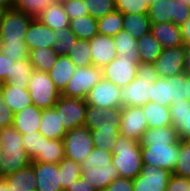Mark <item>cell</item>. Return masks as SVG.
<instances>
[{
    "instance_id": "5bb4252c",
    "label": "cell",
    "mask_w": 190,
    "mask_h": 191,
    "mask_svg": "<svg viewBox=\"0 0 190 191\" xmlns=\"http://www.w3.org/2000/svg\"><path fill=\"white\" fill-rule=\"evenodd\" d=\"M86 103L103 110L122 108L120 88L111 81L102 78L88 93Z\"/></svg>"
},
{
    "instance_id": "ac0fdd59",
    "label": "cell",
    "mask_w": 190,
    "mask_h": 191,
    "mask_svg": "<svg viewBox=\"0 0 190 191\" xmlns=\"http://www.w3.org/2000/svg\"><path fill=\"white\" fill-rule=\"evenodd\" d=\"M36 178V191H63L59 165L53 163L32 162Z\"/></svg>"
},
{
    "instance_id": "5b68a950",
    "label": "cell",
    "mask_w": 190,
    "mask_h": 191,
    "mask_svg": "<svg viewBox=\"0 0 190 191\" xmlns=\"http://www.w3.org/2000/svg\"><path fill=\"white\" fill-rule=\"evenodd\" d=\"M141 146L136 140L120 135L112 150V164L119 177L135 179L143 168Z\"/></svg>"
},
{
    "instance_id": "94428289",
    "label": "cell",
    "mask_w": 190,
    "mask_h": 191,
    "mask_svg": "<svg viewBox=\"0 0 190 191\" xmlns=\"http://www.w3.org/2000/svg\"><path fill=\"white\" fill-rule=\"evenodd\" d=\"M12 0H0V9L6 10L11 8Z\"/></svg>"
},
{
    "instance_id": "03108f58",
    "label": "cell",
    "mask_w": 190,
    "mask_h": 191,
    "mask_svg": "<svg viewBox=\"0 0 190 191\" xmlns=\"http://www.w3.org/2000/svg\"><path fill=\"white\" fill-rule=\"evenodd\" d=\"M154 1L156 0H146L148 6H150Z\"/></svg>"
},
{
    "instance_id": "f5cc1de1",
    "label": "cell",
    "mask_w": 190,
    "mask_h": 191,
    "mask_svg": "<svg viewBox=\"0 0 190 191\" xmlns=\"http://www.w3.org/2000/svg\"><path fill=\"white\" fill-rule=\"evenodd\" d=\"M102 191H133L132 179L118 177Z\"/></svg>"
},
{
    "instance_id": "3957f363",
    "label": "cell",
    "mask_w": 190,
    "mask_h": 191,
    "mask_svg": "<svg viewBox=\"0 0 190 191\" xmlns=\"http://www.w3.org/2000/svg\"><path fill=\"white\" fill-rule=\"evenodd\" d=\"M3 156L0 158V178L23 169L32 163L23 148L22 134L12 125L0 129Z\"/></svg>"
},
{
    "instance_id": "c3c4849f",
    "label": "cell",
    "mask_w": 190,
    "mask_h": 191,
    "mask_svg": "<svg viewBox=\"0 0 190 191\" xmlns=\"http://www.w3.org/2000/svg\"><path fill=\"white\" fill-rule=\"evenodd\" d=\"M148 7L146 0H115V9L123 14H145Z\"/></svg>"
},
{
    "instance_id": "9a60e30c",
    "label": "cell",
    "mask_w": 190,
    "mask_h": 191,
    "mask_svg": "<svg viewBox=\"0 0 190 191\" xmlns=\"http://www.w3.org/2000/svg\"><path fill=\"white\" fill-rule=\"evenodd\" d=\"M159 77L171 78L184 73L185 45L174 48H164L153 62Z\"/></svg>"
},
{
    "instance_id": "f35d334b",
    "label": "cell",
    "mask_w": 190,
    "mask_h": 191,
    "mask_svg": "<svg viewBox=\"0 0 190 191\" xmlns=\"http://www.w3.org/2000/svg\"><path fill=\"white\" fill-rule=\"evenodd\" d=\"M98 34L113 37L118 32L123 31V13L114 10L104 17L97 19Z\"/></svg>"
},
{
    "instance_id": "e575fe53",
    "label": "cell",
    "mask_w": 190,
    "mask_h": 191,
    "mask_svg": "<svg viewBox=\"0 0 190 191\" xmlns=\"http://www.w3.org/2000/svg\"><path fill=\"white\" fill-rule=\"evenodd\" d=\"M113 38L117 49V55L133 57L134 63L137 65L141 63L139 50L137 48L138 42L133 36L125 31H120L114 35Z\"/></svg>"
},
{
    "instance_id": "4fadbf2b",
    "label": "cell",
    "mask_w": 190,
    "mask_h": 191,
    "mask_svg": "<svg viewBox=\"0 0 190 191\" xmlns=\"http://www.w3.org/2000/svg\"><path fill=\"white\" fill-rule=\"evenodd\" d=\"M137 68L133 57L117 55L103 68V78L123 88L137 77Z\"/></svg>"
},
{
    "instance_id": "1f68e13d",
    "label": "cell",
    "mask_w": 190,
    "mask_h": 191,
    "mask_svg": "<svg viewBox=\"0 0 190 191\" xmlns=\"http://www.w3.org/2000/svg\"><path fill=\"white\" fill-rule=\"evenodd\" d=\"M33 70L29 58L16 61L12 64L10 77L5 83L11 86L28 87Z\"/></svg>"
},
{
    "instance_id": "7c38bea8",
    "label": "cell",
    "mask_w": 190,
    "mask_h": 191,
    "mask_svg": "<svg viewBox=\"0 0 190 191\" xmlns=\"http://www.w3.org/2000/svg\"><path fill=\"white\" fill-rule=\"evenodd\" d=\"M53 107L60 115L62 125L66 131L84 127L87 108L86 100L60 96Z\"/></svg>"
},
{
    "instance_id": "30bf717a",
    "label": "cell",
    "mask_w": 190,
    "mask_h": 191,
    "mask_svg": "<svg viewBox=\"0 0 190 191\" xmlns=\"http://www.w3.org/2000/svg\"><path fill=\"white\" fill-rule=\"evenodd\" d=\"M65 158L78 163L88 157L94 148L91 131L86 127L67 131L63 138Z\"/></svg>"
},
{
    "instance_id": "ab89813d",
    "label": "cell",
    "mask_w": 190,
    "mask_h": 191,
    "mask_svg": "<svg viewBox=\"0 0 190 191\" xmlns=\"http://www.w3.org/2000/svg\"><path fill=\"white\" fill-rule=\"evenodd\" d=\"M58 165L59 173L61 174L60 183L62 190L66 191L73 182L81 177V164L64 157Z\"/></svg>"
},
{
    "instance_id": "836d02e7",
    "label": "cell",
    "mask_w": 190,
    "mask_h": 191,
    "mask_svg": "<svg viewBox=\"0 0 190 191\" xmlns=\"http://www.w3.org/2000/svg\"><path fill=\"white\" fill-rule=\"evenodd\" d=\"M58 54L53 48H35L30 50L29 59L33 69L40 72L49 73L56 63Z\"/></svg>"
},
{
    "instance_id": "4316f807",
    "label": "cell",
    "mask_w": 190,
    "mask_h": 191,
    "mask_svg": "<svg viewBox=\"0 0 190 191\" xmlns=\"http://www.w3.org/2000/svg\"><path fill=\"white\" fill-rule=\"evenodd\" d=\"M11 191H36L35 172L31 165L2 178Z\"/></svg>"
},
{
    "instance_id": "6da1fadb",
    "label": "cell",
    "mask_w": 190,
    "mask_h": 191,
    "mask_svg": "<svg viewBox=\"0 0 190 191\" xmlns=\"http://www.w3.org/2000/svg\"><path fill=\"white\" fill-rule=\"evenodd\" d=\"M143 165H153L173 173L179 157V138L171 126L148 128L140 139Z\"/></svg>"
},
{
    "instance_id": "db71d44e",
    "label": "cell",
    "mask_w": 190,
    "mask_h": 191,
    "mask_svg": "<svg viewBox=\"0 0 190 191\" xmlns=\"http://www.w3.org/2000/svg\"><path fill=\"white\" fill-rule=\"evenodd\" d=\"M14 113L5 104V102L0 103V129L9 127L12 125Z\"/></svg>"
},
{
    "instance_id": "60d3db41",
    "label": "cell",
    "mask_w": 190,
    "mask_h": 191,
    "mask_svg": "<svg viewBox=\"0 0 190 191\" xmlns=\"http://www.w3.org/2000/svg\"><path fill=\"white\" fill-rule=\"evenodd\" d=\"M55 0H12L11 7L37 19Z\"/></svg>"
},
{
    "instance_id": "e0dca14e",
    "label": "cell",
    "mask_w": 190,
    "mask_h": 191,
    "mask_svg": "<svg viewBox=\"0 0 190 191\" xmlns=\"http://www.w3.org/2000/svg\"><path fill=\"white\" fill-rule=\"evenodd\" d=\"M121 112L120 135L140 142L148 129L142 107L122 106Z\"/></svg>"
},
{
    "instance_id": "680465c9",
    "label": "cell",
    "mask_w": 190,
    "mask_h": 191,
    "mask_svg": "<svg viewBox=\"0 0 190 191\" xmlns=\"http://www.w3.org/2000/svg\"><path fill=\"white\" fill-rule=\"evenodd\" d=\"M185 74L190 75V46H185Z\"/></svg>"
},
{
    "instance_id": "11a10c76",
    "label": "cell",
    "mask_w": 190,
    "mask_h": 191,
    "mask_svg": "<svg viewBox=\"0 0 190 191\" xmlns=\"http://www.w3.org/2000/svg\"><path fill=\"white\" fill-rule=\"evenodd\" d=\"M14 61L7 58L0 51V82L5 83L6 80L10 77L11 66Z\"/></svg>"
},
{
    "instance_id": "ffe728a7",
    "label": "cell",
    "mask_w": 190,
    "mask_h": 191,
    "mask_svg": "<svg viewBox=\"0 0 190 191\" xmlns=\"http://www.w3.org/2000/svg\"><path fill=\"white\" fill-rule=\"evenodd\" d=\"M25 43L29 50L35 48H52L56 42L53 30L41 23L38 19H33L25 34Z\"/></svg>"
},
{
    "instance_id": "6f0895ef",
    "label": "cell",
    "mask_w": 190,
    "mask_h": 191,
    "mask_svg": "<svg viewBox=\"0 0 190 191\" xmlns=\"http://www.w3.org/2000/svg\"><path fill=\"white\" fill-rule=\"evenodd\" d=\"M180 27H181L182 40L184 45L190 46V17Z\"/></svg>"
},
{
    "instance_id": "6125c7cd",
    "label": "cell",
    "mask_w": 190,
    "mask_h": 191,
    "mask_svg": "<svg viewBox=\"0 0 190 191\" xmlns=\"http://www.w3.org/2000/svg\"><path fill=\"white\" fill-rule=\"evenodd\" d=\"M0 191H11L2 178H0Z\"/></svg>"
},
{
    "instance_id": "f546056e",
    "label": "cell",
    "mask_w": 190,
    "mask_h": 191,
    "mask_svg": "<svg viewBox=\"0 0 190 191\" xmlns=\"http://www.w3.org/2000/svg\"><path fill=\"white\" fill-rule=\"evenodd\" d=\"M151 22L148 14H123V31L129 33L136 40L150 32Z\"/></svg>"
},
{
    "instance_id": "f1b7e54d",
    "label": "cell",
    "mask_w": 190,
    "mask_h": 191,
    "mask_svg": "<svg viewBox=\"0 0 190 191\" xmlns=\"http://www.w3.org/2000/svg\"><path fill=\"white\" fill-rule=\"evenodd\" d=\"M148 128L171 126V113L169 107L161 106L155 102H148L142 106Z\"/></svg>"
},
{
    "instance_id": "ba28073f",
    "label": "cell",
    "mask_w": 190,
    "mask_h": 191,
    "mask_svg": "<svg viewBox=\"0 0 190 191\" xmlns=\"http://www.w3.org/2000/svg\"><path fill=\"white\" fill-rule=\"evenodd\" d=\"M103 78V68L97 66L76 67L66 87L63 97L86 99L89 91Z\"/></svg>"
},
{
    "instance_id": "7dc6e473",
    "label": "cell",
    "mask_w": 190,
    "mask_h": 191,
    "mask_svg": "<svg viewBox=\"0 0 190 191\" xmlns=\"http://www.w3.org/2000/svg\"><path fill=\"white\" fill-rule=\"evenodd\" d=\"M91 136L94 148H103L112 152L120 132L91 131Z\"/></svg>"
},
{
    "instance_id": "a7ac6f4b",
    "label": "cell",
    "mask_w": 190,
    "mask_h": 191,
    "mask_svg": "<svg viewBox=\"0 0 190 191\" xmlns=\"http://www.w3.org/2000/svg\"><path fill=\"white\" fill-rule=\"evenodd\" d=\"M3 12H4V10L0 9V22H1V17H2Z\"/></svg>"
},
{
    "instance_id": "8fae6325",
    "label": "cell",
    "mask_w": 190,
    "mask_h": 191,
    "mask_svg": "<svg viewBox=\"0 0 190 191\" xmlns=\"http://www.w3.org/2000/svg\"><path fill=\"white\" fill-rule=\"evenodd\" d=\"M121 108L101 109L87 104L84 127L90 131L120 132Z\"/></svg>"
},
{
    "instance_id": "be15d7a7",
    "label": "cell",
    "mask_w": 190,
    "mask_h": 191,
    "mask_svg": "<svg viewBox=\"0 0 190 191\" xmlns=\"http://www.w3.org/2000/svg\"><path fill=\"white\" fill-rule=\"evenodd\" d=\"M3 156V144L2 141L0 139V158Z\"/></svg>"
},
{
    "instance_id": "681fc988",
    "label": "cell",
    "mask_w": 190,
    "mask_h": 191,
    "mask_svg": "<svg viewBox=\"0 0 190 191\" xmlns=\"http://www.w3.org/2000/svg\"><path fill=\"white\" fill-rule=\"evenodd\" d=\"M62 4L69 19L89 15L88 8L84 5L83 0H64Z\"/></svg>"
},
{
    "instance_id": "cb8c5ba5",
    "label": "cell",
    "mask_w": 190,
    "mask_h": 191,
    "mask_svg": "<svg viewBox=\"0 0 190 191\" xmlns=\"http://www.w3.org/2000/svg\"><path fill=\"white\" fill-rule=\"evenodd\" d=\"M1 95L3 101L15 114L21 111L24 107L32 105V100L27 87L11 86L2 83Z\"/></svg>"
},
{
    "instance_id": "4dcf8cb0",
    "label": "cell",
    "mask_w": 190,
    "mask_h": 191,
    "mask_svg": "<svg viewBox=\"0 0 190 191\" xmlns=\"http://www.w3.org/2000/svg\"><path fill=\"white\" fill-rule=\"evenodd\" d=\"M65 157L63 139H48L43 136L42 154L32 162L59 164Z\"/></svg>"
},
{
    "instance_id": "9c48e42d",
    "label": "cell",
    "mask_w": 190,
    "mask_h": 191,
    "mask_svg": "<svg viewBox=\"0 0 190 191\" xmlns=\"http://www.w3.org/2000/svg\"><path fill=\"white\" fill-rule=\"evenodd\" d=\"M33 18L12 7L4 10L0 22V42L25 43V34Z\"/></svg>"
},
{
    "instance_id": "f6af8a7d",
    "label": "cell",
    "mask_w": 190,
    "mask_h": 191,
    "mask_svg": "<svg viewBox=\"0 0 190 191\" xmlns=\"http://www.w3.org/2000/svg\"><path fill=\"white\" fill-rule=\"evenodd\" d=\"M0 51L14 62L29 58L30 53L26 43L0 42Z\"/></svg>"
},
{
    "instance_id": "d4e9b609",
    "label": "cell",
    "mask_w": 190,
    "mask_h": 191,
    "mask_svg": "<svg viewBox=\"0 0 190 191\" xmlns=\"http://www.w3.org/2000/svg\"><path fill=\"white\" fill-rule=\"evenodd\" d=\"M39 132L48 139H63L67 131L54 107L43 109Z\"/></svg>"
},
{
    "instance_id": "277c9868",
    "label": "cell",
    "mask_w": 190,
    "mask_h": 191,
    "mask_svg": "<svg viewBox=\"0 0 190 191\" xmlns=\"http://www.w3.org/2000/svg\"><path fill=\"white\" fill-rule=\"evenodd\" d=\"M159 78L153 63H139L137 77L126 87L120 88L122 106L142 107L150 102L152 83Z\"/></svg>"
},
{
    "instance_id": "d6986e66",
    "label": "cell",
    "mask_w": 190,
    "mask_h": 191,
    "mask_svg": "<svg viewBox=\"0 0 190 191\" xmlns=\"http://www.w3.org/2000/svg\"><path fill=\"white\" fill-rule=\"evenodd\" d=\"M93 65L104 68L117 57V49L114 38L107 35L96 34L89 40Z\"/></svg>"
},
{
    "instance_id": "603a6c76",
    "label": "cell",
    "mask_w": 190,
    "mask_h": 191,
    "mask_svg": "<svg viewBox=\"0 0 190 191\" xmlns=\"http://www.w3.org/2000/svg\"><path fill=\"white\" fill-rule=\"evenodd\" d=\"M171 121L180 140H190V102L179 100L169 106Z\"/></svg>"
},
{
    "instance_id": "ee69618b",
    "label": "cell",
    "mask_w": 190,
    "mask_h": 191,
    "mask_svg": "<svg viewBox=\"0 0 190 191\" xmlns=\"http://www.w3.org/2000/svg\"><path fill=\"white\" fill-rule=\"evenodd\" d=\"M23 148L33 161L38 154H42L43 136L39 131L22 134Z\"/></svg>"
},
{
    "instance_id": "8d00e7d4",
    "label": "cell",
    "mask_w": 190,
    "mask_h": 191,
    "mask_svg": "<svg viewBox=\"0 0 190 191\" xmlns=\"http://www.w3.org/2000/svg\"><path fill=\"white\" fill-rule=\"evenodd\" d=\"M172 77H160L152 83L150 102H155L161 106L169 107L172 104Z\"/></svg>"
},
{
    "instance_id": "e7e4bbea",
    "label": "cell",
    "mask_w": 190,
    "mask_h": 191,
    "mask_svg": "<svg viewBox=\"0 0 190 191\" xmlns=\"http://www.w3.org/2000/svg\"><path fill=\"white\" fill-rule=\"evenodd\" d=\"M1 86H2V83L0 82V103L3 102V96L1 95Z\"/></svg>"
},
{
    "instance_id": "d6a6232c",
    "label": "cell",
    "mask_w": 190,
    "mask_h": 191,
    "mask_svg": "<svg viewBox=\"0 0 190 191\" xmlns=\"http://www.w3.org/2000/svg\"><path fill=\"white\" fill-rule=\"evenodd\" d=\"M137 42L141 63H153L163 50L151 31L139 38Z\"/></svg>"
},
{
    "instance_id": "74e56055",
    "label": "cell",
    "mask_w": 190,
    "mask_h": 191,
    "mask_svg": "<svg viewBox=\"0 0 190 191\" xmlns=\"http://www.w3.org/2000/svg\"><path fill=\"white\" fill-rule=\"evenodd\" d=\"M89 40L76 39L68 51V56L76 67L92 66V55Z\"/></svg>"
},
{
    "instance_id": "bcb514c9",
    "label": "cell",
    "mask_w": 190,
    "mask_h": 191,
    "mask_svg": "<svg viewBox=\"0 0 190 191\" xmlns=\"http://www.w3.org/2000/svg\"><path fill=\"white\" fill-rule=\"evenodd\" d=\"M89 15L96 19L104 17L115 10V0H83Z\"/></svg>"
},
{
    "instance_id": "7bdbcfd3",
    "label": "cell",
    "mask_w": 190,
    "mask_h": 191,
    "mask_svg": "<svg viewBox=\"0 0 190 191\" xmlns=\"http://www.w3.org/2000/svg\"><path fill=\"white\" fill-rule=\"evenodd\" d=\"M172 174L190 178V140L179 139V157Z\"/></svg>"
},
{
    "instance_id": "b9f144b4",
    "label": "cell",
    "mask_w": 190,
    "mask_h": 191,
    "mask_svg": "<svg viewBox=\"0 0 190 191\" xmlns=\"http://www.w3.org/2000/svg\"><path fill=\"white\" fill-rule=\"evenodd\" d=\"M53 33L56 36V42L52 46L53 50L58 55H67L77 39L76 35L71 31L70 27L54 30Z\"/></svg>"
},
{
    "instance_id": "484cf974",
    "label": "cell",
    "mask_w": 190,
    "mask_h": 191,
    "mask_svg": "<svg viewBox=\"0 0 190 191\" xmlns=\"http://www.w3.org/2000/svg\"><path fill=\"white\" fill-rule=\"evenodd\" d=\"M75 69L76 66L68 55H58L56 63L51 68L48 75L60 93L63 91L73 76Z\"/></svg>"
},
{
    "instance_id": "d590c367",
    "label": "cell",
    "mask_w": 190,
    "mask_h": 191,
    "mask_svg": "<svg viewBox=\"0 0 190 191\" xmlns=\"http://www.w3.org/2000/svg\"><path fill=\"white\" fill-rule=\"evenodd\" d=\"M69 27L77 39L91 40L98 34L97 19L91 15L70 19Z\"/></svg>"
},
{
    "instance_id": "83f0119b",
    "label": "cell",
    "mask_w": 190,
    "mask_h": 191,
    "mask_svg": "<svg viewBox=\"0 0 190 191\" xmlns=\"http://www.w3.org/2000/svg\"><path fill=\"white\" fill-rule=\"evenodd\" d=\"M37 19L53 31L70 25L69 16L65 12L62 2L59 1L50 4Z\"/></svg>"
},
{
    "instance_id": "91938a15",
    "label": "cell",
    "mask_w": 190,
    "mask_h": 191,
    "mask_svg": "<svg viewBox=\"0 0 190 191\" xmlns=\"http://www.w3.org/2000/svg\"><path fill=\"white\" fill-rule=\"evenodd\" d=\"M185 96H186V100L190 102V75L189 74H186Z\"/></svg>"
},
{
    "instance_id": "816d5d0a",
    "label": "cell",
    "mask_w": 190,
    "mask_h": 191,
    "mask_svg": "<svg viewBox=\"0 0 190 191\" xmlns=\"http://www.w3.org/2000/svg\"><path fill=\"white\" fill-rule=\"evenodd\" d=\"M165 191H190V178L172 174Z\"/></svg>"
},
{
    "instance_id": "44dd1931",
    "label": "cell",
    "mask_w": 190,
    "mask_h": 191,
    "mask_svg": "<svg viewBox=\"0 0 190 191\" xmlns=\"http://www.w3.org/2000/svg\"><path fill=\"white\" fill-rule=\"evenodd\" d=\"M43 109L30 105L14 114L12 126L20 133L39 131Z\"/></svg>"
},
{
    "instance_id": "52a82bcc",
    "label": "cell",
    "mask_w": 190,
    "mask_h": 191,
    "mask_svg": "<svg viewBox=\"0 0 190 191\" xmlns=\"http://www.w3.org/2000/svg\"><path fill=\"white\" fill-rule=\"evenodd\" d=\"M32 104L41 109L53 107L61 93L48 73L33 70L27 87Z\"/></svg>"
},
{
    "instance_id": "f907efd6",
    "label": "cell",
    "mask_w": 190,
    "mask_h": 191,
    "mask_svg": "<svg viewBox=\"0 0 190 191\" xmlns=\"http://www.w3.org/2000/svg\"><path fill=\"white\" fill-rule=\"evenodd\" d=\"M185 83V73L172 77V103H176L179 100H186Z\"/></svg>"
},
{
    "instance_id": "7402d4cb",
    "label": "cell",
    "mask_w": 190,
    "mask_h": 191,
    "mask_svg": "<svg viewBox=\"0 0 190 191\" xmlns=\"http://www.w3.org/2000/svg\"><path fill=\"white\" fill-rule=\"evenodd\" d=\"M150 31L163 49L184 46L181 27L174 23H151Z\"/></svg>"
},
{
    "instance_id": "9f6ffc18",
    "label": "cell",
    "mask_w": 190,
    "mask_h": 191,
    "mask_svg": "<svg viewBox=\"0 0 190 191\" xmlns=\"http://www.w3.org/2000/svg\"><path fill=\"white\" fill-rule=\"evenodd\" d=\"M66 191H96V189L90 185L88 181L80 177L77 181L73 182Z\"/></svg>"
},
{
    "instance_id": "2e32d148",
    "label": "cell",
    "mask_w": 190,
    "mask_h": 191,
    "mask_svg": "<svg viewBox=\"0 0 190 191\" xmlns=\"http://www.w3.org/2000/svg\"><path fill=\"white\" fill-rule=\"evenodd\" d=\"M172 173L153 165H143L140 174L132 180L133 191H165Z\"/></svg>"
},
{
    "instance_id": "003e7915",
    "label": "cell",
    "mask_w": 190,
    "mask_h": 191,
    "mask_svg": "<svg viewBox=\"0 0 190 191\" xmlns=\"http://www.w3.org/2000/svg\"><path fill=\"white\" fill-rule=\"evenodd\" d=\"M185 4H187L188 6H190V0H182Z\"/></svg>"
},
{
    "instance_id": "8992f818",
    "label": "cell",
    "mask_w": 190,
    "mask_h": 191,
    "mask_svg": "<svg viewBox=\"0 0 190 191\" xmlns=\"http://www.w3.org/2000/svg\"><path fill=\"white\" fill-rule=\"evenodd\" d=\"M147 14L151 23L171 22L181 26L190 17V6L182 0H156L148 7Z\"/></svg>"
},
{
    "instance_id": "7a4b0ae2",
    "label": "cell",
    "mask_w": 190,
    "mask_h": 191,
    "mask_svg": "<svg viewBox=\"0 0 190 191\" xmlns=\"http://www.w3.org/2000/svg\"><path fill=\"white\" fill-rule=\"evenodd\" d=\"M113 153L103 148H93L81 163V177L88 181L96 191L104 190L119 177L118 170L112 164Z\"/></svg>"
}]
</instances>
